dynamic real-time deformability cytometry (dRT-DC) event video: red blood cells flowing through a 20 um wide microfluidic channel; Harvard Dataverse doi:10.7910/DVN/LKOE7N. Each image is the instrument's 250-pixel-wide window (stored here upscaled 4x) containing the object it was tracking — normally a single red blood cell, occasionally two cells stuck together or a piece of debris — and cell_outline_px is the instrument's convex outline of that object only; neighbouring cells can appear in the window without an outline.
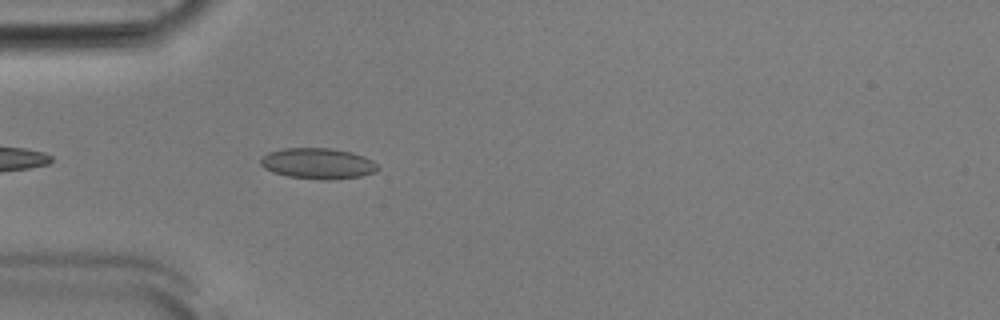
{"species": "Egyptian fruit bat (a non-hibernating species)", "species_latin": "Rousettus aegyptiacus", "temperature_condition": "room temperature", "stored_images_in_passage": 19, "camera_frame_rate_fps": 3000, "um_per_image_px": 0.085, "animal": {"sex": "male"}, "frame": {"image": 1, "passage_image": 4, "time_ms": 1.0, "image_size_px": [1000, 320], "cell_outline_px": [[380, 168], [376, 172], [360, 176], [324, 180], [288, 176], [272, 172], [264, 168], [260, 164], [260, 160], [268, 152], [284, 148], [332, 148], [352, 152], [364, 156], [372, 160]], "centroid_in_image_um": [27.03, 13.89], "position_along_channel_um": 58.0, "area_um2": 21.04}}
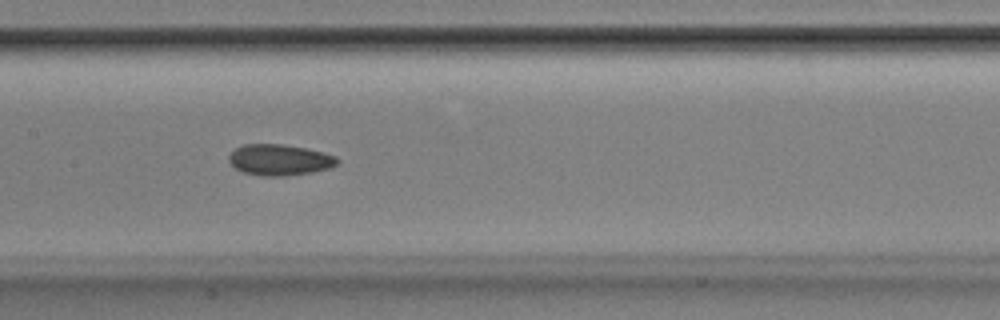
{"frame": {"image": 2, "passage_image": 14, "time_ms": 4.333, "image_size_px": [1000, 320], "cell_outline_px": [[340, 160], [332, 168], [312, 172], [284, 176], [260, 176], [244, 172], [236, 168], [228, 160], [228, 156], [236, 148], [244, 144], [280, 144], [304, 148], [324, 152], [336, 156]], "centroid_in_image_um": [23.79, 13.59], "position_along_channel_um": 183.6, "area_um2": 19.59}}